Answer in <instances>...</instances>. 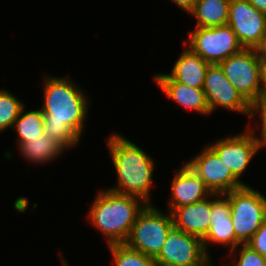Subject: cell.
I'll return each mask as SVG.
<instances>
[{"label":"cell","instance_id":"f546056e","mask_svg":"<svg viewBox=\"0 0 266 266\" xmlns=\"http://www.w3.org/2000/svg\"><path fill=\"white\" fill-rule=\"evenodd\" d=\"M60 256L62 258V260H61L62 266H69L68 263L66 262V260L63 258V256L61 254H60Z\"/></svg>","mask_w":266,"mask_h":266},{"label":"cell","instance_id":"83f0119b","mask_svg":"<svg viewBox=\"0 0 266 266\" xmlns=\"http://www.w3.org/2000/svg\"><path fill=\"white\" fill-rule=\"evenodd\" d=\"M257 102H266V66L262 68L261 91Z\"/></svg>","mask_w":266,"mask_h":266},{"label":"cell","instance_id":"7c38bea8","mask_svg":"<svg viewBox=\"0 0 266 266\" xmlns=\"http://www.w3.org/2000/svg\"><path fill=\"white\" fill-rule=\"evenodd\" d=\"M239 180L252 158L258 152L254 134L249 128L240 134L222 138L208 145Z\"/></svg>","mask_w":266,"mask_h":266},{"label":"cell","instance_id":"5bb4252c","mask_svg":"<svg viewBox=\"0 0 266 266\" xmlns=\"http://www.w3.org/2000/svg\"><path fill=\"white\" fill-rule=\"evenodd\" d=\"M212 197H217V194L212 193L204 200L173 209L170 213L174 228L203 240L210 229Z\"/></svg>","mask_w":266,"mask_h":266},{"label":"cell","instance_id":"52a82bcc","mask_svg":"<svg viewBox=\"0 0 266 266\" xmlns=\"http://www.w3.org/2000/svg\"><path fill=\"white\" fill-rule=\"evenodd\" d=\"M219 65L228 81L251 105L258 101L263 65L254 49L244 48Z\"/></svg>","mask_w":266,"mask_h":266},{"label":"cell","instance_id":"484cf974","mask_svg":"<svg viewBox=\"0 0 266 266\" xmlns=\"http://www.w3.org/2000/svg\"><path fill=\"white\" fill-rule=\"evenodd\" d=\"M256 56L263 66H266V32L260 39L259 43L253 48Z\"/></svg>","mask_w":266,"mask_h":266},{"label":"cell","instance_id":"7402d4cb","mask_svg":"<svg viewBox=\"0 0 266 266\" xmlns=\"http://www.w3.org/2000/svg\"><path fill=\"white\" fill-rule=\"evenodd\" d=\"M23 106V102L8 90H0V133L13 127Z\"/></svg>","mask_w":266,"mask_h":266},{"label":"cell","instance_id":"2e32d148","mask_svg":"<svg viewBox=\"0 0 266 266\" xmlns=\"http://www.w3.org/2000/svg\"><path fill=\"white\" fill-rule=\"evenodd\" d=\"M153 79L162 92H164L171 100L178 103V105L193 111L195 110L199 114H210V109L203 88L186 86L183 83L174 81L166 73H159L155 75Z\"/></svg>","mask_w":266,"mask_h":266},{"label":"cell","instance_id":"4fadbf2b","mask_svg":"<svg viewBox=\"0 0 266 266\" xmlns=\"http://www.w3.org/2000/svg\"><path fill=\"white\" fill-rule=\"evenodd\" d=\"M202 243L208 255H210L208 251V244L210 243L228 245L231 257L234 253H237L230 202L225 194H217V198L212 199L210 229L203 238Z\"/></svg>","mask_w":266,"mask_h":266},{"label":"cell","instance_id":"7a4b0ae2","mask_svg":"<svg viewBox=\"0 0 266 266\" xmlns=\"http://www.w3.org/2000/svg\"><path fill=\"white\" fill-rule=\"evenodd\" d=\"M111 159L117 173V187L108 190L138 197L151 203L150 190L153 182L154 160L137 144L114 133L107 140Z\"/></svg>","mask_w":266,"mask_h":266},{"label":"cell","instance_id":"4316f807","mask_svg":"<svg viewBox=\"0 0 266 266\" xmlns=\"http://www.w3.org/2000/svg\"><path fill=\"white\" fill-rule=\"evenodd\" d=\"M171 1L187 13L191 12V10L194 7V3L196 2V0H171Z\"/></svg>","mask_w":266,"mask_h":266},{"label":"cell","instance_id":"5b68a950","mask_svg":"<svg viewBox=\"0 0 266 266\" xmlns=\"http://www.w3.org/2000/svg\"><path fill=\"white\" fill-rule=\"evenodd\" d=\"M173 227L169 211L162 213L152 204H147L137 216L124 244L155 259Z\"/></svg>","mask_w":266,"mask_h":266},{"label":"cell","instance_id":"603a6c76","mask_svg":"<svg viewBox=\"0 0 266 266\" xmlns=\"http://www.w3.org/2000/svg\"><path fill=\"white\" fill-rule=\"evenodd\" d=\"M239 259L234 261V266H266V258L247 244H240Z\"/></svg>","mask_w":266,"mask_h":266},{"label":"cell","instance_id":"8fae6325","mask_svg":"<svg viewBox=\"0 0 266 266\" xmlns=\"http://www.w3.org/2000/svg\"><path fill=\"white\" fill-rule=\"evenodd\" d=\"M227 25L244 48L253 49L266 32V15L248 0H231Z\"/></svg>","mask_w":266,"mask_h":266},{"label":"cell","instance_id":"ac0fdd59","mask_svg":"<svg viewBox=\"0 0 266 266\" xmlns=\"http://www.w3.org/2000/svg\"><path fill=\"white\" fill-rule=\"evenodd\" d=\"M231 0H196L190 14L197 20L196 27L227 25Z\"/></svg>","mask_w":266,"mask_h":266},{"label":"cell","instance_id":"8992f818","mask_svg":"<svg viewBox=\"0 0 266 266\" xmlns=\"http://www.w3.org/2000/svg\"><path fill=\"white\" fill-rule=\"evenodd\" d=\"M188 36L183 44L209 64H219L244 49L229 25L195 27Z\"/></svg>","mask_w":266,"mask_h":266},{"label":"cell","instance_id":"ffe728a7","mask_svg":"<svg viewBox=\"0 0 266 266\" xmlns=\"http://www.w3.org/2000/svg\"><path fill=\"white\" fill-rule=\"evenodd\" d=\"M25 106L22 107L18 118L13 124V130H16L18 135V146L21 143L31 142L36 138H40L44 133V117L40 109L24 112Z\"/></svg>","mask_w":266,"mask_h":266},{"label":"cell","instance_id":"9c48e42d","mask_svg":"<svg viewBox=\"0 0 266 266\" xmlns=\"http://www.w3.org/2000/svg\"><path fill=\"white\" fill-rule=\"evenodd\" d=\"M203 90L210 113L222 107L250 116L251 104L228 81L219 64L208 66Z\"/></svg>","mask_w":266,"mask_h":266},{"label":"cell","instance_id":"d6986e66","mask_svg":"<svg viewBox=\"0 0 266 266\" xmlns=\"http://www.w3.org/2000/svg\"><path fill=\"white\" fill-rule=\"evenodd\" d=\"M18 149L20 155L25 156L28 161L38 164L55 160V157H59L65 150L57 141L47 136L45 132L40 138L21 143Z\"/></svg>","mask_w":266,"mask_h":266},{"label":"cell","instance_id":"f1b7e54d","mask_svg":"<svg viewBox=\"0 0 266 266\" xmlns=\"http://www.w3.org/2000/svg\"><path fill=\"white\" fill-rule=\"evenodd\" d=\"M248 2L266 15V0H248Z\"/></svg>","mask_w":266,"mask_h":266},{"label":"cell","instance_id":"30bf717a","mask_svg":"<svg viewBox=\"0 0 266 266\" xmlns=\"http://www.w3.org/2000/svg\"><path fill=\"white\" fill-rule=\"evenodd\" d=\"M185 163L200 177L211 193L225 194L245 185L232 174L209 146Z\"/></svg>","mask_w":266,"mask_h":266},{"label":"cell","instance_id":"44dd1931","mask_svg":"<svg viewBox=\"0 0 266 266\" xmlns=\"http://www.w3.org/2000/svg\"><path fill=\"white\" fill-rule=\"evenodd\" d=\"M115 266H157L155 260L122 244L108 245Z\"/></svg>","mask_w":266,"mask_h":266},{"label":"cell","instance_id":"cb8c5ba5","mask_svg":"<svg viewBox=\"0 0 266 266\" xmlns=\"http://www.w3.org/2000/svg\"><path fill=\"white\" fill-rule=\"evenodd\" d=\"M256 115L262 120L261 135H256V132L252 130L253 128L250 127L249 129L254 134L259 151L262 147L266 148V102H255L251 105L250 118L253 119Z\"/></svg>","mask_w":266,"mask_h":266},{"label":"cell","instance_id":"e0dca14e","mask_svg":"<svg viewBox=\"0 0 266 266\" xmlns=\"http://www.w3.org/2000/svg\"><path fill=\"white\" fill-rule=\"evenodd\" d=\"M210 64L188 47L184 48L174 63L170 74L174 81L192 88H203L204 79Z\"/></svg>","mask_w":266,"mask_h":266},{"label":"cell","instance_id":"ba28073f","mask_svg":"<svg viewBox=\"0 0 266 266\" xmlns=\"http://www.w3.org/2000/svg\"><path fill=\"white\" fill-rule=\"evenodd\" d=\"M209 257L200 238L173 227L154 260L157 266H212Z\"/></svg>","mask_w":266,"mask_h":266},{"label":"cell","instance_id":"6da1fadb","mask_svg":"<svg viewBox=\"0 0 266 266\" xmlns=\"http://www.w3.org/2000/svg\"><path fill=\"white\" fill-rule=\"evenodd\" d=\"M43 82L44 132L65 150L77 146L87 120L90 99L69 77L46 76Z\"/></svg>","mask_w":266,"mask_h":266},{"label":"cell","instance_id":"9a60e30c","mask_svg":"<svg viewBox=\"0 0 266 266\" xmlns=\"http://www.w3.org/2000/svg\"><path fill=\"white\" fill-rule=\"evenodd\" d=\"M171 192V200L168 204L169 212L180 206L204 200L212 194L200 177L186 163L175 173Z\"/></svg>","mask_w":266,"mask_h":266},{"label":"cell","instance_id":"277c9868","mask_svg":"<svg viewBox=\"0 0 266 266\" xmlns=\"http://www.w3.org/2000/svg\"><path fill=\"white\" fill-rule=\"evenodd\" d=\"M230 202L236 249L246 244L266 219V198L248 185L225 193Z\"/></svg>","mask_w":266,"mask_h":266},{"label":"cell","instance_id":"3957f363","mask_svg":"<svg viewBox=\"0 0 266 266\" xmlns=\"http://www.w3.org/2000/svg\"><path fill=\"white\" fill-rule=\"evenodd\" d=\"M146 205L138 197L104 189L98 192L87 216L89 222L106 237V244H122Z\"/></svg>","mask_w":266,"mask_h":266},{"label":"cell","instance_id":"d4e9b609","mask_svg":"<svg viewBox=\"0 0 266 266\" xmlns=\"http://www.w3.org/2000/svg\"><path fill=\"white\" fill-rule=\"evenodd\" d=\"M246 244L266 258V219Z\"/></svg>","mask_w":266,"mask_h":266}]
</instances>
